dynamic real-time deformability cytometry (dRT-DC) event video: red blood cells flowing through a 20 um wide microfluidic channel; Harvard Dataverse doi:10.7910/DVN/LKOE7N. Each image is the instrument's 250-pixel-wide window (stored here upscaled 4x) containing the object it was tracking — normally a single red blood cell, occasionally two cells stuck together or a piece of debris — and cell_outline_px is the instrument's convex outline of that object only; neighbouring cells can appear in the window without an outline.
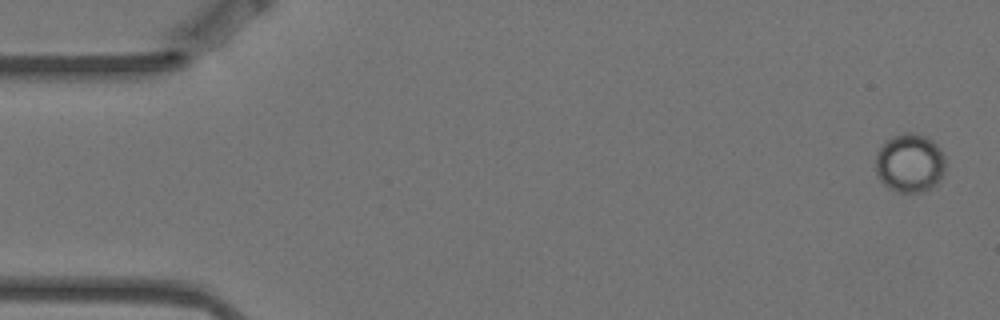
{"species": "Egyptian fruit bat (a non-hibernating species)", "species_latin": "Rousettus aegyptiacus", "temperature_condition": "warm", "stored_images_in_passage": 3, "camera_frame_rate_fps": 3000, "um_per_image_px": 0.085, "animal": {"sex": "female"}, "frame": {"image": 1, "passage_image": 1, "time_ms": 0.0, "image_size_px": [1000, 320], "cell_outline_px": [[944, 172], [940, 180], [932, 188], [924, 192], [896, 192], [888, 188], [880, 180], [876, 172], [876, 152], [892, 136], [908, 132], [924, 136], [932, 140], [940, 148], [944, 156]], "centroid_in_image_um": [77.34, 13.88], "position_along_channel_um": 7.7, "area_um2": 23.93}}
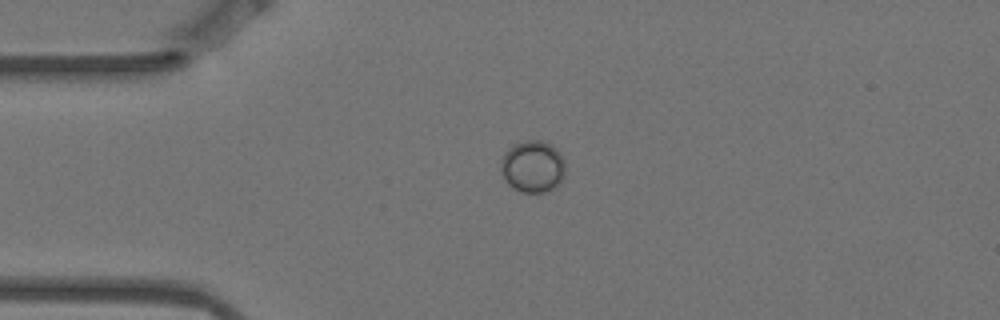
{"frame": {"image": 2, "passage_image": 2, "time_ms": 0.333, "image_size_px": [1000, 320], "cell_outline_px": [[564, 176], [560, 184], [544, 192], [520, 192], [508, 184], [500, 168], [500, 164], [504, 152], [512, 144], [528, 140], [540, 140], [552, 144], [556, 148], [564, 160]], "centroid_in_image_um": [45.28, 14.14], "position_along_channel_um": 39.7, "area_um2": 19.59}}